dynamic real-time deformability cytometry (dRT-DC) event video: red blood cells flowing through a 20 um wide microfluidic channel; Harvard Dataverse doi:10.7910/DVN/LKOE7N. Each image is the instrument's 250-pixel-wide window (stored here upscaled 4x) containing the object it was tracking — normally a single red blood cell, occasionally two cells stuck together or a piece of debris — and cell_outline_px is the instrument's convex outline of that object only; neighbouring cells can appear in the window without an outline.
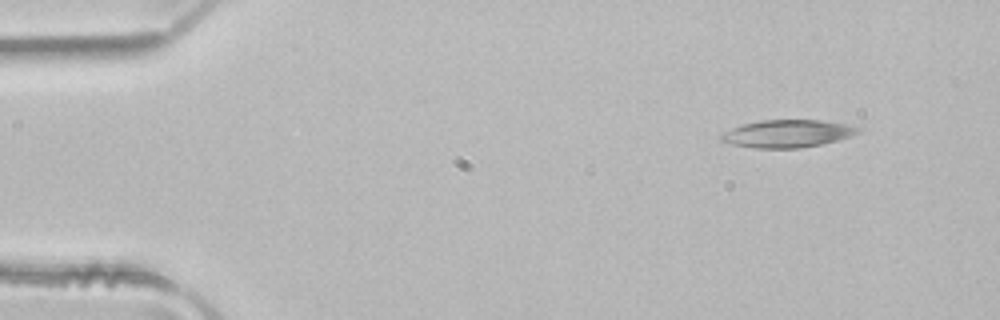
{"species": "common noctule bat (a hibernating species)", "species_latin": "Nyctalus noctula", "temperature_condition": "room temperature", "stored_images_in_passage": 4, "camera_frame_rate_fps": 3000, "um_per_image_px": 0.085, "animal": {"sex": "male", "body_mass_g": 21.5, "forearm_length_mm": 52.0}, "frame": {"image": 1, "passage_image": 1, "time_ms": 0.0, "image_size_px": [1000, 320], "cell_outline_px": [[864, 128], [860, 132], [836, 140], [820, 144], [800, 148], [756, 148], [732, 144], [720, 140], [720, 136], [724, 132], [732, 128], [744, 124], [760, 120], [820, 120], [848, 124]], "centroid_in_image_um": [66.95, 11.35], "position_along_channel_um": 18.0, "area_um2": 21.85}}
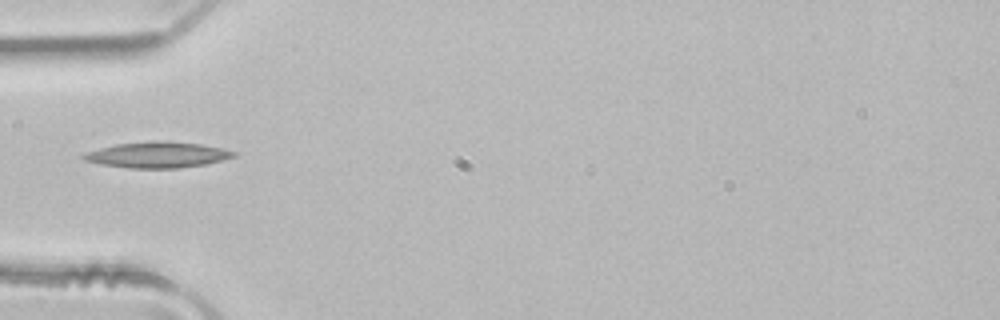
{"frame": {"image": 2, "passage_image": 4, "time_ms": 1.0, "image_size_px": [1000, 320], "cell_outline_px": [[236, 156], [204, 164], [180, 168], [128, 168], [100, 164], [84, 160], [80, 156], [84, 152], [116, 144], [152, 140], [160, 140], [200, 144], [220, 148], [236, 152]], "centroid_in_image_um": [13.32, 13.15], "position_along_channel_um": 71.7, "area_um2": 22.6}}